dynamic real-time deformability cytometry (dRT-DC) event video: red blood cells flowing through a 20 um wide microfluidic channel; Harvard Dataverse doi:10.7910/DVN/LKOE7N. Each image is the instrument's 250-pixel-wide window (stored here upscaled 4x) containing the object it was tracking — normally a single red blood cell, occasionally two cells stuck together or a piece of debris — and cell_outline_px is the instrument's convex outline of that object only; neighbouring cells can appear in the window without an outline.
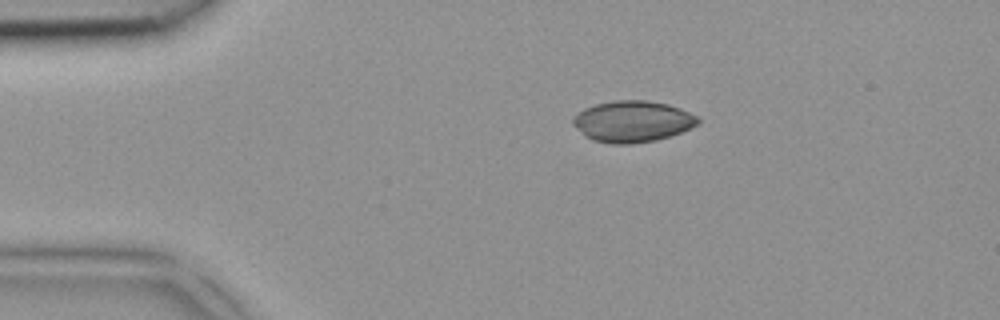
{"species": "common noctule bat (a hibernating species)", "species_latin": "Nyctalus noctula", "temperature_condition": "room temperature", "stored_images_in_passage": 3, "camera_frame_rate_fps": 3000, "um_per_image_px": 0.085, "animal": {"sex": "female", "body_mass_g": 18.4}, "frame": {"image": 1, "passage_image": 1, "time_ms": 0.0, "image_size_px": [1000, 320], "cell_outline_px": [[700, 124], [692, 128], [656, 140], [632, 144], [612, 144], [592, 140], [584, 136], [572, 124], [572, 116], [576, 112], [584, 108], [596, 104], [612, 100], [648, 100], [668, 104], [680, 108], [696, 116], [700, 120]], "centroid_in_image_um": [53.73, 10.32], "position_along_channel_um": 31.3, "area_um2": 30.4}}
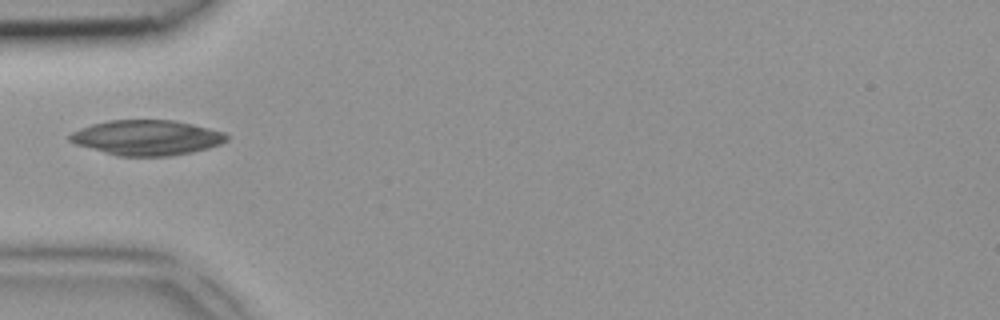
{"frame": {"image": 2, "passage_image": 2, "time_ms": 0.333, "image_size_px": [1000, 320], "cell_outline_px": [[228, 140], [220, 144], [208, 148], [192, 152], [168, 156], [120, 156], [104, 152], [76, 144], [68, 140], [68, 136], [72, 132], [80, 128], [92, 124], [108, 120], [172, 120], [192, 124], [224, 132], [228, 136]], "centroid_in_image_um": [12.47, 11.7], "position_along_channel_um": 72.5, "area_um2": 31.96}}